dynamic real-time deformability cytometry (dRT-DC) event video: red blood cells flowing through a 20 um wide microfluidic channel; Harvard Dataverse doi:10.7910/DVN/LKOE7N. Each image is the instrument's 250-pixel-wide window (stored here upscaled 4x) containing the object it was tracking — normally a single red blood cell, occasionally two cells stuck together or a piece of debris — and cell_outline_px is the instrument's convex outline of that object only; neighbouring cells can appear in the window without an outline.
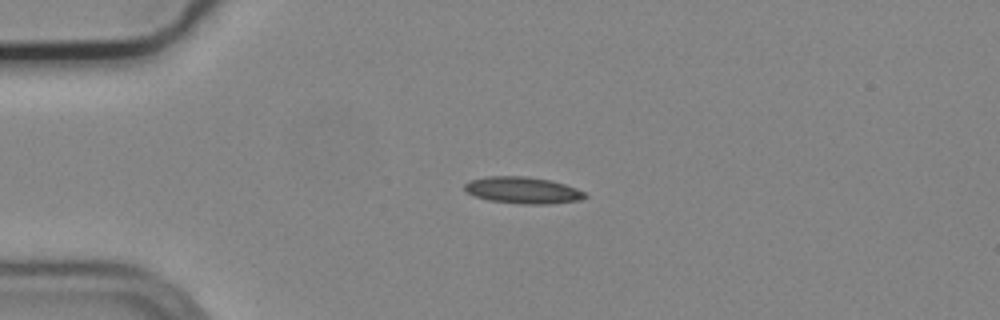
{"species": "common noctule bat (a hibernating species)", "species_latin": "Nyctalus noctula", "temperature_condition": "cold", "stored_images_in_passage": 4, "camera_frame_rate_fps": 3000, "um_per_image_px": 0.085, "animal": {"sex": "male", "body_mass_g": 19.2, "forearm_length_mm": 51.8}, "frame": {"image": 1, "passage_image": 3, "time_ms": 0.667, "image_size_px": [1000, 320], "cell_outline_px": [[588, 196], [580, 200], [548, 204], [524, 204], [488, 200], [476, 196], [468, 192], [464, 188], [464, 184], [472, 180], [488, 176], [528, 176], [548, 180], [564, 184], [576, 188], [584, 192]], "centroid_in_image_um": [44.45, 16.17], "position_along_channel_um": 40.5, "area_um2": 18.5}}